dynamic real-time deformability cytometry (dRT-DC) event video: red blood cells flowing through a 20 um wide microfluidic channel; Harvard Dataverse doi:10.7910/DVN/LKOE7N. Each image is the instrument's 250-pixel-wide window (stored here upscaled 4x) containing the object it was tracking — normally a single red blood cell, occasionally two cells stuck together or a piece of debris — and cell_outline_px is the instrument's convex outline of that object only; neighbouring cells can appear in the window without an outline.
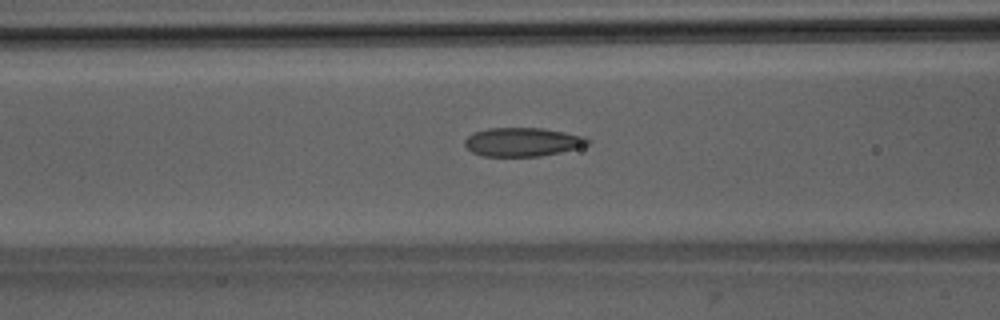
{"species": "Egyptian fruit bat (a non-hibernating species)", "species_latin": "Rousettus aegyptiacus", "temperature_condition": "room temperature", "stored_images_in_passage": 29, "camera_frame_rate_fps": 3000, "um_per_image_px": 0.085, "animal": {"sex": "male"}, "frame": {"image": 1, "passage_image": 9, "time_ms": 2.667, "image_size_px": [1000, 320], "cell_outline_px": [[592, 140], [588, 144], [576, 148], [560, 152], [540, 156], [484, 156], [472, 152], [464, 144], [464, 140], [472, 132], [488, 128], [544, 128], [584, 136]], "centroid_in_image_um": [44.4, 12.06], "position_along_channel_um": 122.2, "area_um2": 20.58}}